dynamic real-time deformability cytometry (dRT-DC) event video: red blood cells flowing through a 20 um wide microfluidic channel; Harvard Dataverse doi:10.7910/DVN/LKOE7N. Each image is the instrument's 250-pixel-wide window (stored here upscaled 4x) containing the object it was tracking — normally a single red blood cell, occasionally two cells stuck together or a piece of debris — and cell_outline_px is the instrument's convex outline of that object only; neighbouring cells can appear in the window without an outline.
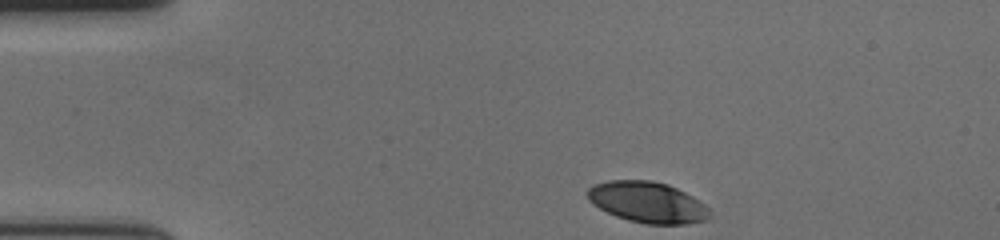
{"species": "human", "species_latin": "Homo sapiens", "temperature_condition": "cold", "stored_images_in_passage": 39, "camera_frame_rate_fps": 3000, "um_per_image_px": 0.085, "donor": {"sex": "female"}, "frame": {"image": 1, "passage_image": 1, "time_ms": 0.0, "image_size_px": [1000, 240], "cell_outline_px": [[708, 216], [704, 220], [684, 224], [648, 224], [628, 220], [616, 216], [592, 204], [588, 200], [584, 192], [592, 184], [608, 180], [652, 180], [668, 184], [692, 196], [704, 204], [708, 208]], "centroid_in_image_um": [54.96, 17.17], "position_along_channel_um": 30.0, "area_um2": 29.13}}
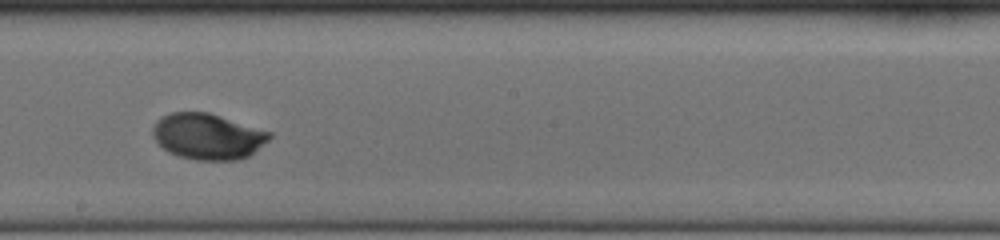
{"frame": {"image": 2, "passage_image": 23, "time_ms": 7.333, "image_size_px": [1000, 240], "cell_outline_px": [[272, 136], [268, 140], [248, 156], [236, 160], [196, 160], [180, 156], [168, 152], [156, 140], [152, 132], [152, 128], [156, 120], [160, 116], [172, 112], [208, 112], [272, 132]], "centroid_in_image_um": [17.64, 11.58], "position_along_channel_um": 230.6, "area_um2": 31.1}}
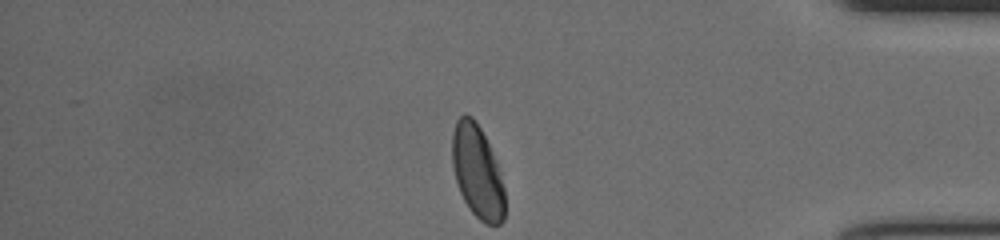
{"frame": {"image": 3, "passage_image": 39, "time_ms": 12.667, "image_size_px": [1000, 240], "cell_outline_px": [[504, 220], [500, 224], [484, 224], [472, 212], [464, 200], [460, 192], [452, 168], [452, 132], [456, 120], [464, 112], [472, 116], [476, 120], [496, 160], [504, 188]], "centroid_in_image_um": [40.55, 14.57], "position_along_channel_um": 394.6, "area_um2": 28.55}, "authors_computed_cell_mechanics": {"area_um2": 30.7496, "velocity_mm_per_s": 3.6002, "shape_relaxation_time_tau1_ms": 3.1602, "shape_relaxation_time_tau2_ms": null, "deformation_change_tau1": 0.1555, "deformation_change_tau2": null}}